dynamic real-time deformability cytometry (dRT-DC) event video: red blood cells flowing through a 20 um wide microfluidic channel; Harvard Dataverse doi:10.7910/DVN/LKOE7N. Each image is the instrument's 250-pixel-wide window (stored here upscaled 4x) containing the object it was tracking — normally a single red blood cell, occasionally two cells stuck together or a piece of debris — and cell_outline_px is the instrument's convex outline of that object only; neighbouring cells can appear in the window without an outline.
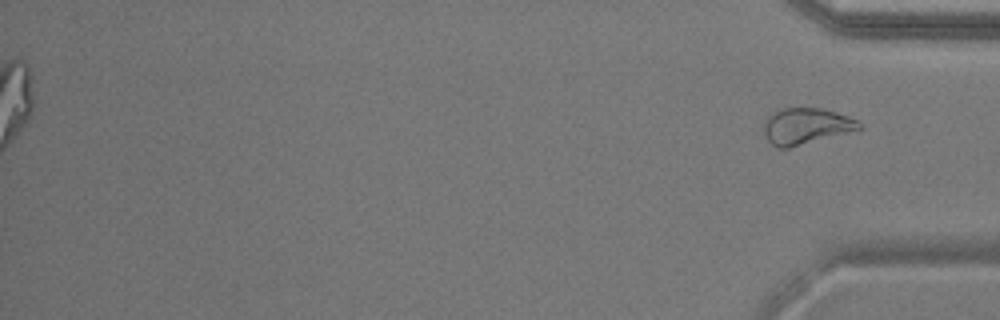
{"species": "common noctule bat (a hibernating species)", "species_latin": "Nyctalus noctula", "temperature_condition": "warm", "stored_images_in_passage": 54, "segment_of_instrument_passage": [2, 2], "camera_frame_rate_fps": 3000, "um_per_image_px": 0.085, "animal": {"sex": "male", "body_mass_g": 17.9}, "frame": {"image": 1, "passage_image": 54, "time_ms": 17.667, "image_size_px": [1000, 320], "cell_outline_px": [[864, 128], [788, 148], [780, 148], [772, 144], [768, 140], [764, 132], [764, 120], [768, 112], [780, 108], [824, 108], [848, 116], [856, 120]], "centroid_in_image_um": [68.47, 10.69], "position_along_channel_um": 366.7, "area_um2": 20.17}}